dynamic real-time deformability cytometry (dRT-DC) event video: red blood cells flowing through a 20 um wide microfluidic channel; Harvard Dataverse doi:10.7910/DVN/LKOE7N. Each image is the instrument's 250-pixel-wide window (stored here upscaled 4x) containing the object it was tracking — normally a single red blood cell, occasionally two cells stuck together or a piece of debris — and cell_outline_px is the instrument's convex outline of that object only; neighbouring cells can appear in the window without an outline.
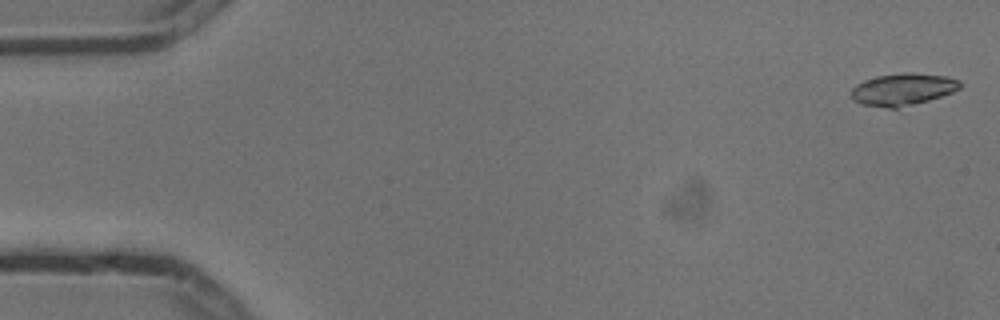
{"species": "common noctule bat (a hibernating species)", "species_latin": "Nyctalus noctula", "temperature_condition": "cold", "stored_images_in_passage": 4, "camera_frame_rate_fps": 3000, "um_per_image_px": 0.085, "animal": {"sex": "male", "body_mass_g": 13.3}, "frame": {"image": 1, "passage_image": 4, "time_ms": 1.0, "image_size_px": [1000, 320], "cell_outline_px": [[964, 84], [960, 88], [952, 92], [928, 100], [896, 108], [888, 108], [864, 104], [856, 100], [852, 96], [852, 88], [856, 84], [864, 80], [876, 76], [900, 72], [912, 72], [944, 76], [960, 80]], "centroid_in_image_um": [76.77, 7.57], "position_along_channel_um": 8.2, "area_um2": 20.17}}